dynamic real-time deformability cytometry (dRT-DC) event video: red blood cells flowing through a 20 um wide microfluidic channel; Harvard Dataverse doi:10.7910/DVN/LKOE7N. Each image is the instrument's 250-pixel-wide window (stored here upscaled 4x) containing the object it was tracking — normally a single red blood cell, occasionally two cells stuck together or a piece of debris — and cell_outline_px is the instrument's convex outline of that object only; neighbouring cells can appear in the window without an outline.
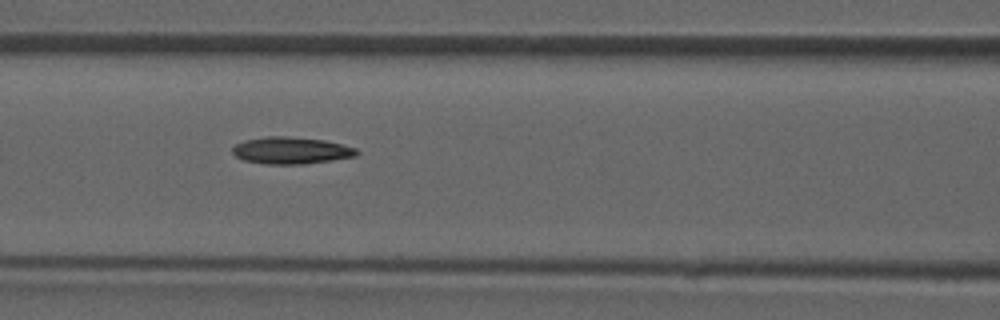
{"species": "common noctule bat (a hibernating species)", "species_latin": "Nyctalus noctula", "temperature_condition": "room temperature", "stored_images_in_passage": 34, "camera_frame_rate_fps": 3000, "um_per_image_px": 0.085, "animal": {"sex": "male", "forearm_length_mm": 52.5}, "frame": {"image": 1, "passage_image": 6, "time_ms": 1.667, "image_size_px": [1000, 320], "cell_outline_px": [[360, 152], [356, 156], [332, 160], [304, 164], [268, 164], [244, 160], [236, 156], [232, 152], [232, 148], [236, 144], [244, 140], [268, 136], [288, 136], [324, 140], [356, 148]], "centroid_in_image_um": [24.75, 12.79], "position_along_channel_um": 141.9, "area_um2": 19.42}}